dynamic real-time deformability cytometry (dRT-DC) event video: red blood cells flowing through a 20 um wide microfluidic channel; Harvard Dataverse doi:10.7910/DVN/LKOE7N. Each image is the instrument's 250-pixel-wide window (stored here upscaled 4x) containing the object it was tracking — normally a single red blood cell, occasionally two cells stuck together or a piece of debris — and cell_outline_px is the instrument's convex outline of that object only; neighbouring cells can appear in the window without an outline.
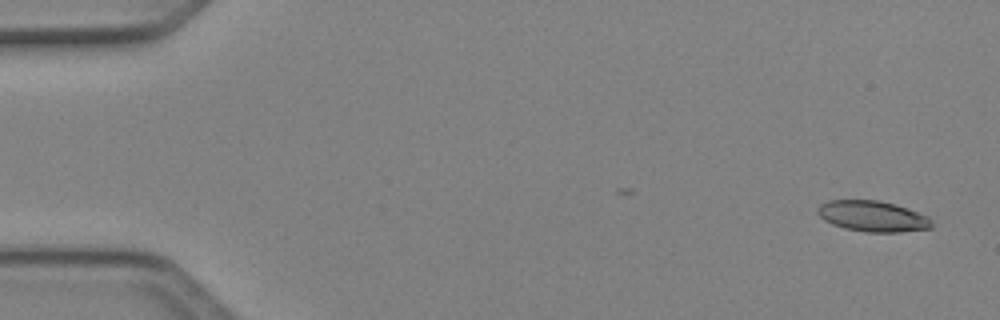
{"species": "Egyptian fruit bat (a non-hibernating species)", "species_latin": "Rousettus aegyptiacus", "temperature_condition": "cold", "stored_images_in_passage": 4, "camera_frame_rate_fps": 3000, "um_per_image_px": 0.085, "animal": {"sex": "female"}, "frame": {"image": 1, "passage_image": 1, "time_ms": 0.0, "image_size_px": [1000, 320], "cell_outline_px": [[932, 228], [900, 232], [868, 232], [844, 228], [832, 224], [824, 220], [816, 212], [816, 208], [820, 204], [828, 200], [880, 200], [896, 204], [908, 208], [928, 216], [932, 220]], "centroid_in_image_um": [74.17, 18.37], "position_along_channel_um": 10.8, "area_um2": 20.69}}